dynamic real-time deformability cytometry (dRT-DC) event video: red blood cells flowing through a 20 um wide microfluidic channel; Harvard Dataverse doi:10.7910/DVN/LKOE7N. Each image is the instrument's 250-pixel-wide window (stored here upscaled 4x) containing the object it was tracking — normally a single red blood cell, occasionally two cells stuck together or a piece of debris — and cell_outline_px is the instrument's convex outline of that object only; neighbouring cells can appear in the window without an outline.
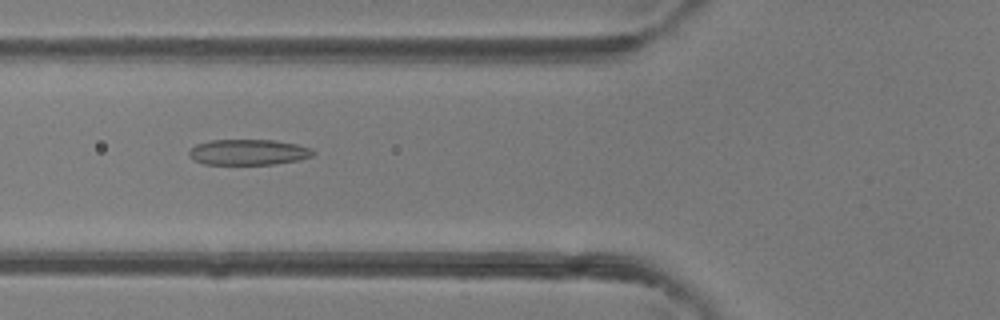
{"species": "common noctule bat (a hibernating species)", "species_latin": "Nyctalus noctula", "temperature_condition": "room temperature", "stored_images_in_passage": 6, "camera_frame_rate_fps": 3000, "um_per_image_px": 0.085, "animal": {"sex": "female"}, "frame": {"image": 1, "passage_image": 5, "time_ms": 4.667, "image_size_px": [1000, 320], "cell_outline_px": [[316, 152], [312, 156], [300, 160], [272, 164], [204, 164], [188, 156], [188, 152], [196, 144], [208, 140], [276, 140], [296, 144], [312, 148]], "centroid_in_image_um": [21.13, 12.93], "position_along_channel_um": 104.7, "area_um2": 18.61}}
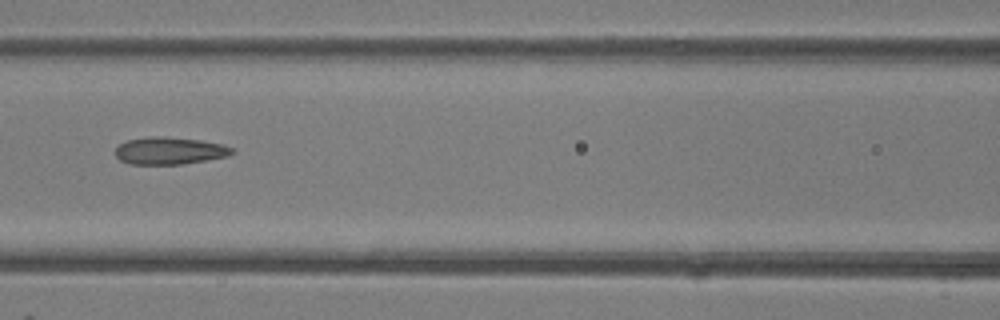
{"frame": {"image": 2, "passage_image": 6, "time_ms": 5.667, "image_size_px": [1000, 320], "cell_outline_px": [[236, 152], [228, 156], [184, 164], [128, 164], [120, 160], [116, 156], [116, 148], [120, 144], [128, 140], [152, 136], [160, 136], [200, 140], [224, 144], [232, 148]], "centroid_in_image_um": [14.44, 12.82], "position_along_channel_um": 152.2, "area_um2": 18.55}}